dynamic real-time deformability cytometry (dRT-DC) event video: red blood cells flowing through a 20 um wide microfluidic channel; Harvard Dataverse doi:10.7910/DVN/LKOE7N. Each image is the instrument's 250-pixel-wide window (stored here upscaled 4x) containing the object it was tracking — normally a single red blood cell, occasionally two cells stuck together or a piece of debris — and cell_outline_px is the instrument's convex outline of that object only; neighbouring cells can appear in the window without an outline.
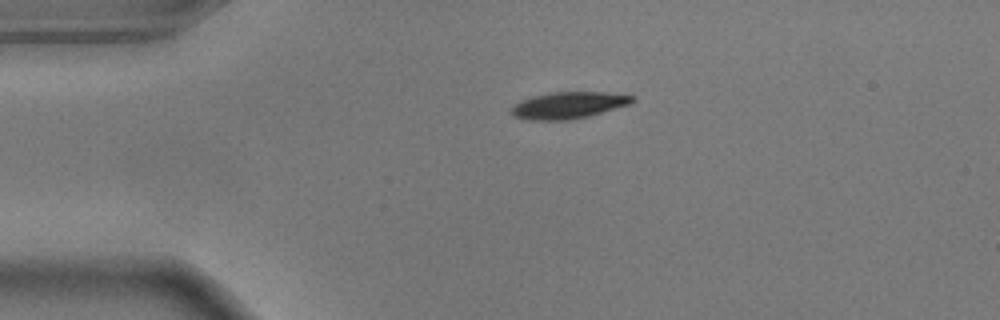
{"species": "common noctule bat (a hibernating species)", "species_latin": "Nyctalus noctula", "temperature_condition": "warm", "stored_images_in_passage": 44, "camera_frame_rate_fps": 3000, "um_per_image_px": 0.085, "animal": {"sex": "male", "body_mass_g": 17.9}, "frame": {"image": 1, "passage_image": 1, "time_ms": 0.0, "image_size_px": [1000, 320], "cell_outline_px": [[636, 100], [632, 104], [588, 116], [572, 120], [528, 120], [512, 116], [512, 108], [520, 100], [532, 96], [552, 92], [608, 92], [636, 96]], "centroid_in_image_um": [48.37, 8.94], "position_along_channel_um": 36.6, "area_um2": 19.02}}
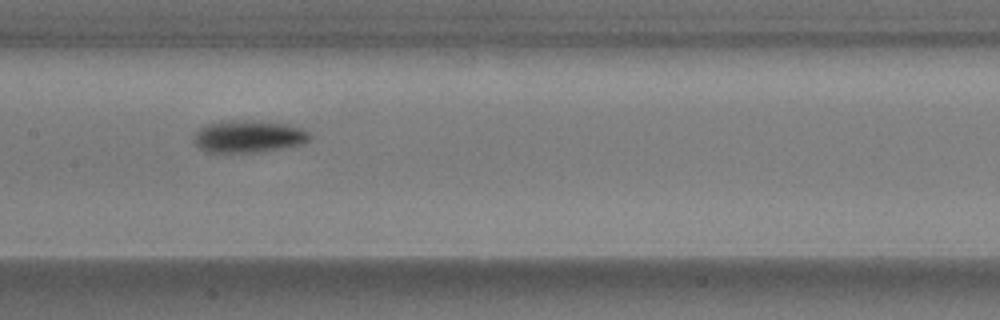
{"frame": {"image": 2, "passage_image": 16, "time_ms": 5.0, "image_size_px": [1000, 320], "cell_outline_px": [[312, 136], [308, 140], [300, 144], [280, 148], [252, 152], [204, 152], [192, 140], [196, 132], [204, 124], [220, 120], [252, 120], [288, 124], [300, 128], [308, 132]], "centroid_in_image_um": [21.06, 11.57], "position_along_channel_um": 186.3, "area_um2": 21.79}}
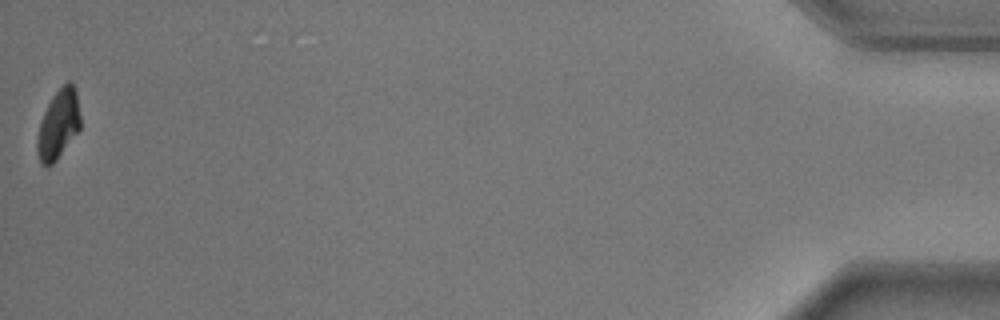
{"frame": {"image": 3, "passage_image": 44, "time_ms": 14.333, "image_size_px": [1000, 320], "cell_outline_px": [[80, 128], [56, 160], [48, 168], [40, 164], [36, 148], [36, 140], [40, 124], [44, 112], [52, 96], [68, 80], [72, 80], [76, 92], [80, 116]], "centroid_in_image_um": [4.95, 10.58], "position_along_channel_um": 430.3, "area_um2": 17.34}, "authors_computed_cell_mechanics": {"area_um2": 19.8832, "velocity_mm_per_s": 3.648, "shape_relaxation_time_tau1_ms": 2.0469, "shape_relaxation_time_tau2_ms": null, "deformation_change_tau1": 0.1532, "deformation_change_tau2": null}}